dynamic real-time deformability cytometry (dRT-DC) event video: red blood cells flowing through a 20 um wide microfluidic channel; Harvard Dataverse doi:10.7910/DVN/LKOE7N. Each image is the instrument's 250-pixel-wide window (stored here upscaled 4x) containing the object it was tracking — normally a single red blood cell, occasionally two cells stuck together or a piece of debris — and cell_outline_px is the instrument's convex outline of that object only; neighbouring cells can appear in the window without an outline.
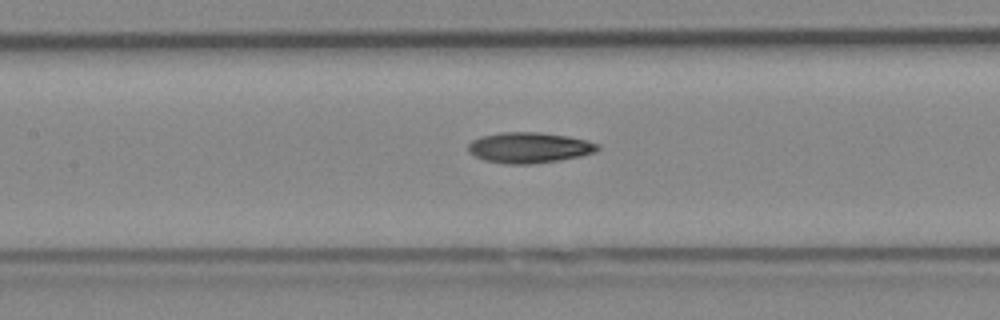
{"species": "Egyptian fruit bat (a non-hibernating species)", "species_latin": "Rousettus aegyptiacus", "temperature_condition": "cold", "stored_images_in_passage": 8, "segment_of_instrument_passage": [2, 2], "camera_frame_rate_fps": 3000, "um_per_image_px": 0.085, "animal": {"sex": "female"}, "frame": {"image": 1, "passage_image": 8, "time_ms": 2.333, "image_size_px": [1000, 320], "cell_outline_px": [[600, 148], [596, 152], [580, 156], [560, 160], [532, 164], [508, 164], [484, 160], [476, 156], [468, 148], [468, 144], [472, 140], [480, 136], [500, 132], [540, 132], [568, 136], [588, 140], [600, 144]], "centroid_in_image_um": [45.02, 12.54], "position_along_channel_um": 162.4, "area_um2": 23.24}}